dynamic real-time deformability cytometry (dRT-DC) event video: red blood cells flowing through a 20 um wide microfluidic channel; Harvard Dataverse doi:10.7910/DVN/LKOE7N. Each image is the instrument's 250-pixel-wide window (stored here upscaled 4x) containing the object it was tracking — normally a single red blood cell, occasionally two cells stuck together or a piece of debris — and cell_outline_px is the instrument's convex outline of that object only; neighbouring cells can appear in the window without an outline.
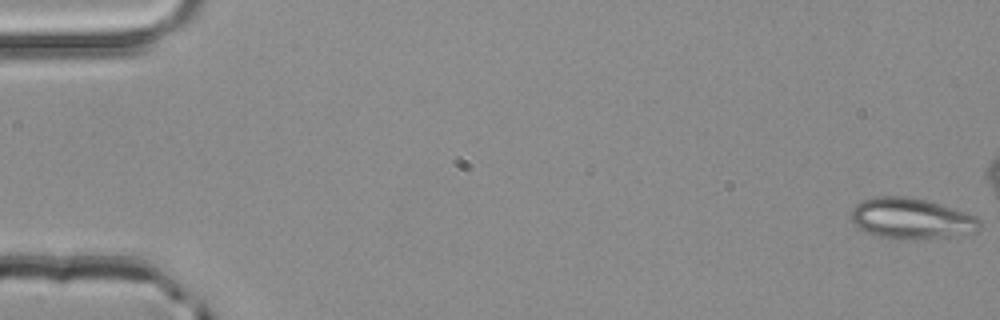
{"species": "common noctule bat (a hibernating species)", "species_latin": "Nyctalus noctula", "temperature_condition": "room temperature", "stored_images_in_passage": 5, "camera_frame_rate_fps": 3000, "um_per_image_px": 0.085, "animal": {"sex": "male", "body_mass_g": 20.4}, "frame": {"image": 1, "passage_image": 1, "time_ms": 0.0, "image_size_px": [1000, 320], "cell_outline_px": [[980, 228], [972, 232], [960, 236], [916, 240], [888, 240], [864, 232], [852, 220], [852, 208], [860, 200], [876, 196], [908, 196], [940, 204], [976, 216], [980, 220]], "centroid_in_image_um": [77.44, 18.6], "position_along_channel_um": 7.6, "area_um2": 31.15}}
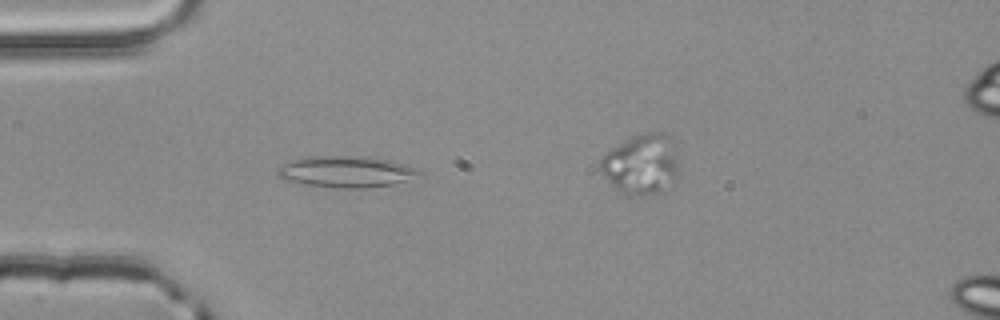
{"frame": {"image": 2, "passage_image": 4, "time_ms": 1.0, "image_size_px": [1000, 320], "cell_outline_px": [[420, 172], [408, 180], [392, 184], [364, 188], [340, 188], [304, 184], [288, 180], [280, 176], [276, 172], [284, 164], [304, 156], [368, 156], [392, 160], [416, 168]], "centroid_in_image_um": [29.44, 14.58], "position_along_channel_um": 55.6, "area_um2": 25.55}}